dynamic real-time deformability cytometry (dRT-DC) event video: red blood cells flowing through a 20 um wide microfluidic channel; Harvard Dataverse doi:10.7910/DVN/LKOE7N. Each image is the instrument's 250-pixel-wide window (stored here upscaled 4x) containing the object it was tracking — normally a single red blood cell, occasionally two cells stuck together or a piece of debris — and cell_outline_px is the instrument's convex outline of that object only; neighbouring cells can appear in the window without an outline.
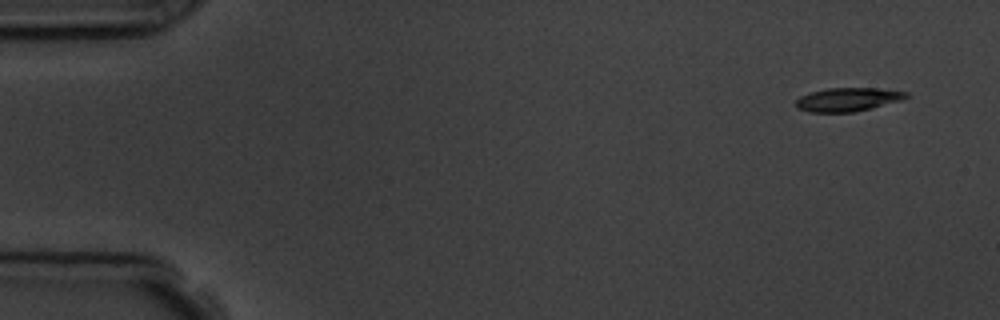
{"species": "common noctule bat (a hibernating species)", "species_latin": "Nyctalus noctula", "temperature_condition": "room temperature", "stored_images_in_passage": 3, "camera_frame_rate_fps": 3000, "um_per_image_px": 0.085, "animal": {"sex": "male", "body_mass_g": 19.5, "forearm_length_mm": 54.6}, "frame": {"image": 1, "passage_image": 1, "time_ms": 0.0, "image_size_px": [1000, 320], "cell_outline_px": [[912, 96], [900, 100], [872, 108], [852, 112], [808, 112], [796, 108], [796, 100], [800, 96], [812, 92], [828, 88], [876, 88], [908, 92]], "centroid_in_image_um": [72.07, 8.46], "position_along_channel_um": 12.9, "area_um2": 15.14}}